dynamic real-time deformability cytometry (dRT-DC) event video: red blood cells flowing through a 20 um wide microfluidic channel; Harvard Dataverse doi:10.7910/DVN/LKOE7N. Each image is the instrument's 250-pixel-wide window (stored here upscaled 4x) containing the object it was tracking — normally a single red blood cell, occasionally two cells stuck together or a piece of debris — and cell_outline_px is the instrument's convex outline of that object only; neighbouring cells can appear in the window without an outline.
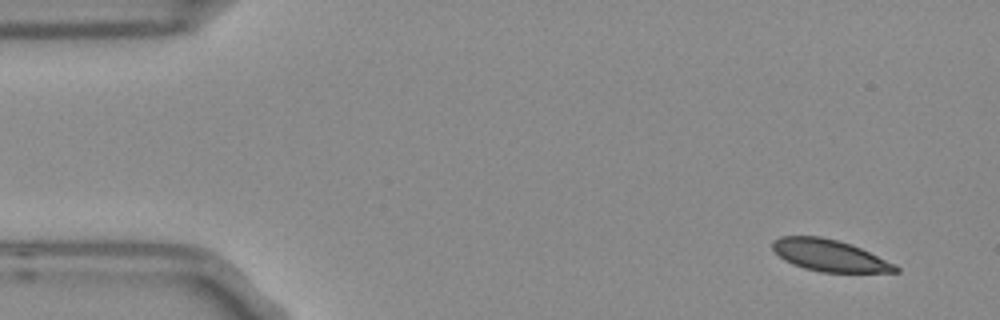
{"species": "Egyptian fruit bat (a non-hibernating species)", "species_latin": "Rousettus aegyptiacus", "temperature_condition": "room temperature", "stored_images_in_passage": 4, "camera_frame_rate_fps": 3000, "um_per_image_px": 0.085, "frame": {"image": 1, "passage_image": 1, "time_ms": 0.0, "image_size_px": [1000, 320], "cell_outline_px": [[900, 272], [820, 272], [804, 268], [792, 264], [784, 260], [772, 248], [772, 240], [780, 236], [820, 236], [852, 244], [896, 264], [900, 268]], "centroid_in_image_um": [70.51, 21.71], "position_along_channel_um": 14.5, "area_um2": 22.77}}
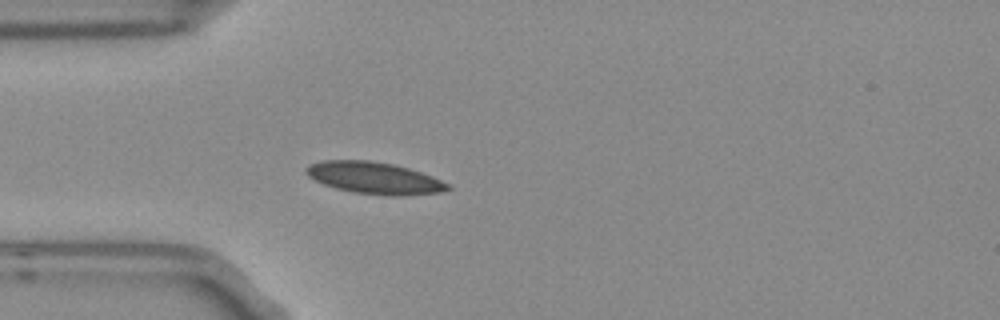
{"frame": {"image": 2, "passage_image": 4, "time_ms": 1.0, "image_size_px": [1000, 320], "cell_outline_px": [[452, 188], [440, 192], [404, 196], [388, 196], [356, 192], [336, 188], [324, 184], [308, 176], [304, 172], [304, 168], [312, 164], [324, 160], [368, 160], [392, 164], [408, 168], [432, 176], [448, 184]], "centroid_in_image_um": [31.82, 15.13], "position_along_channel_um": 53.2, "area_um2": 26.07}}